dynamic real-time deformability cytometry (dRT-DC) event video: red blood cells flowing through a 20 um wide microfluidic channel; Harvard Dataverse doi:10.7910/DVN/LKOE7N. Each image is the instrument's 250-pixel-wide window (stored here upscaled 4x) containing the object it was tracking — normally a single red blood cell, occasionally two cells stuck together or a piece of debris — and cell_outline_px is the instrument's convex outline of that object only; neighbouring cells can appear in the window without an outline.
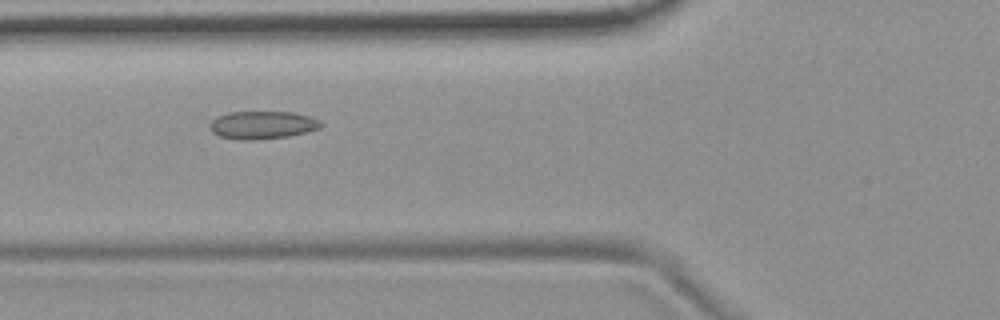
{"species": "common noctule bat (a hibernating species)", "species_latin": "Nyctalus noctula", "temperature_condition": "room temperature", "stored_images_in_passage": 7, "camera_frame_rate_fps": 3000, "um_per_image_px": 0.085, "animal": {"sex": "female", "body_mass_g": 19.9}, "frame": {"image": 1, "passage_image": 3, "time_ms": 0.667, "image_size_px": [1000, 320], "cell_outline_px": [[324, 124], [320, 128], [308, 132], [288, 136], [256, 140], [240, 140], [220, 136], [212, 132], [212, 120], [216, 116], [228, 112], [292, 112], [312, 116], [320, 120]], "centroid_in_image_um": [22.36, 10.62], "position_along_channel_um": 103.4, "area_um2": 18.15}}